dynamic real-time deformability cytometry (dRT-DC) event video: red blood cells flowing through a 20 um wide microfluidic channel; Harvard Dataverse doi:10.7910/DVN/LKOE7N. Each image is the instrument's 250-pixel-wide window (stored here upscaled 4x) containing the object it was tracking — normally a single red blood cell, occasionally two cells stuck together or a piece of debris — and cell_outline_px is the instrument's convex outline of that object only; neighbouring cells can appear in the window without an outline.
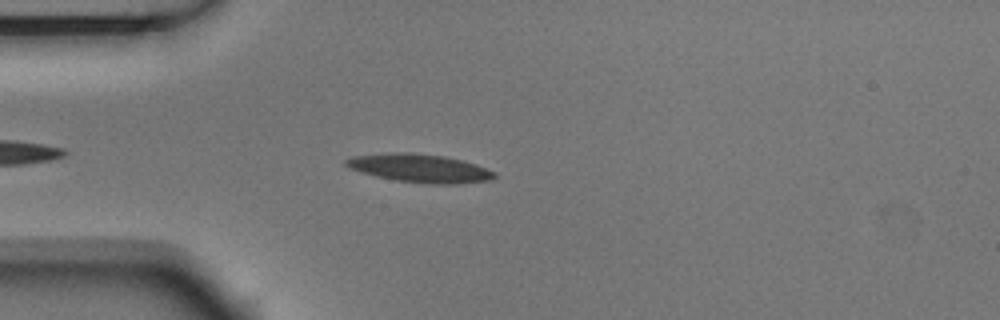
{"species": "Egyptian fruit bat (a non-hibernating species)", "species_latin": "Rousettus aegyptiacus", "temperature_condition": "room temperature", "stored_images_in_passage": 4, "camera_frame_rate_fps": 3000, "um_per_image_px": 0.085, "animal": {"sex": "male"}, "frame": {"image": 1, "passage_image": 4, "time_ms": 1.0, "image_size_px": [1000, 320], "cell_outline_px": [[496, 176], [492, 180], [460, 184], [424, 184], [396, 180], [376, 176], [352, 168], [344, 164], [344, 160], [356, 156], [396, 152], [408, 152], [444, 156], [476, 164], [496, 172]], "centroid_in_image_um": [35.76, 14.31], "position_along_channel_um": 49.2, "area_um2": 24.33}}